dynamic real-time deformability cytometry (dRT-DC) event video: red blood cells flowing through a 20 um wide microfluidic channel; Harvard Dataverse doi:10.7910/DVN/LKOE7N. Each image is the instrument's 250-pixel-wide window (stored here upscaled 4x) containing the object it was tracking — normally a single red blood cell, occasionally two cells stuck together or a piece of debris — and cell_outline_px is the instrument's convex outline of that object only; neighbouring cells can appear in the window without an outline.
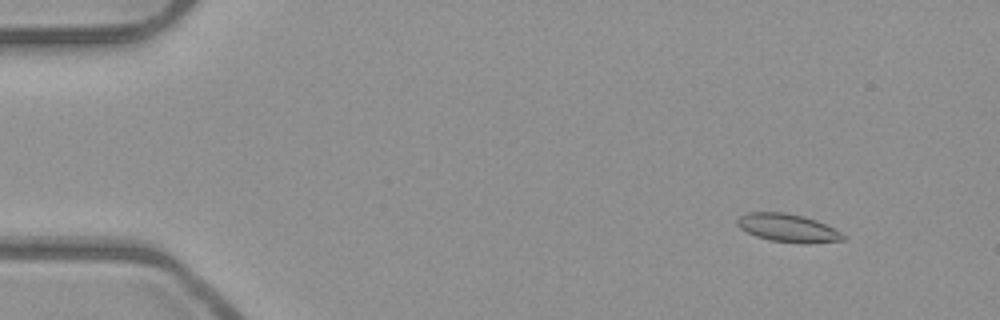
{"species": "common noctule bat (a hibernating species)", "species_latin": "Nyctalus noctula", "temperature_condition": "room temperature", "stored_images_in_passage": 5, "camera_frame_rate_fps": 3000, "um_per_image_px": 0.085, "animal": {"sex": "male", "body_mass_g": 23.1, "forearm_length_mm": 52.7}, "frame": {"image": 1, "passage_image": 1, "time_ms": 0.0, "image_size_px": [1000, 320], "cell_outline_px": [[848, 236], [844, 240], [808, 244], [804, 244], [768, 240], [756, 236], [740, 228], [736, 224], [736, 220], [740, 216], [748, 212], [784, 212], [804, 216], [816, 220]], "centroid_in_image_um": [66.97, 19.38], "position_along_channel_um": 18.0, "area_um2": 17.46}}
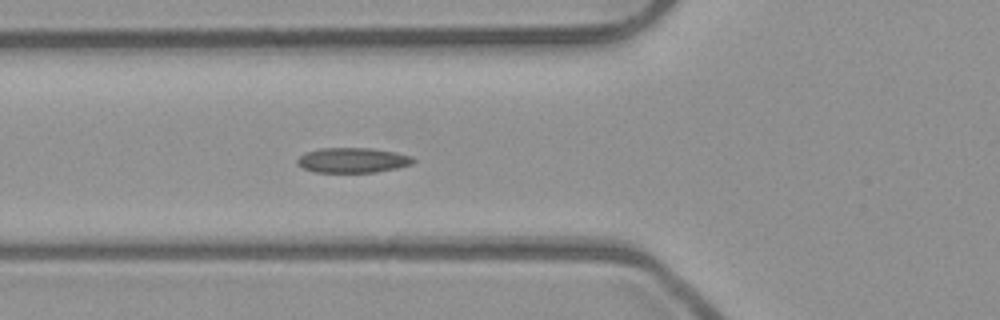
{"frame": {"image": 2, "passage_image": 5, "time_ms": 1.333, "image_size_px": [1000, 320], "cell_outline_px": [[416, 160], [412, 164], [396, 168], [376, 172], [316, 172], [304, 168], [296, 164], [296, 160], [304, 152], [320, 148], [372, 148], [396, 152], [412, 156]], "centroid_in_image_um": [29.97, 13.61], "position_along_channel_um": 95.8, "area_um2": 16.99}}